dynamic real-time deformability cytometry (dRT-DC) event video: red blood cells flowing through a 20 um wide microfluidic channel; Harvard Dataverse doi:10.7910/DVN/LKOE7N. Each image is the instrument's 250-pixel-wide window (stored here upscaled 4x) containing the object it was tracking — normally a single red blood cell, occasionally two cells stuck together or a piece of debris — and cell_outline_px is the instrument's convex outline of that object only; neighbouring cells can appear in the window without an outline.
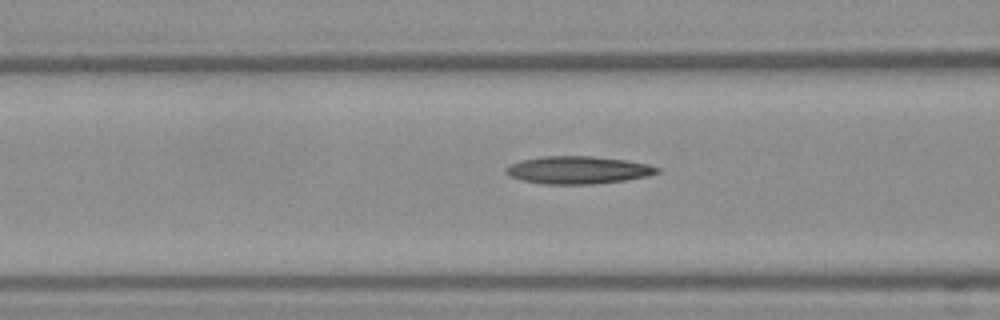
{"species": "Egyptian fruit bat (a non-hibernating species)", "species_latin": "Rousettus aegyptiacus", "temperature_condition": "warm", "stored_images_in_passage": 7, "camera_frame_rate_fps": 3000, "um_per_image_px": 0.085, "frame": {"image": 1, "passage_image": 5, "time_ms": 1.333, "image_size_px": [1000, 320], "cell_outline_px": [[660, 172], [644, 176], [624, 180], [592, 184], [544, 184], [520, 180], [504, 172], [504, 168], [520, 160], [544, 156], [592, 156], [624, 160], [648, 164], [660, 168]], "centroid_in_image_um": [49.09, 14.45], "position_along_channel_um": 117.5, "area_um2": 24.16}}